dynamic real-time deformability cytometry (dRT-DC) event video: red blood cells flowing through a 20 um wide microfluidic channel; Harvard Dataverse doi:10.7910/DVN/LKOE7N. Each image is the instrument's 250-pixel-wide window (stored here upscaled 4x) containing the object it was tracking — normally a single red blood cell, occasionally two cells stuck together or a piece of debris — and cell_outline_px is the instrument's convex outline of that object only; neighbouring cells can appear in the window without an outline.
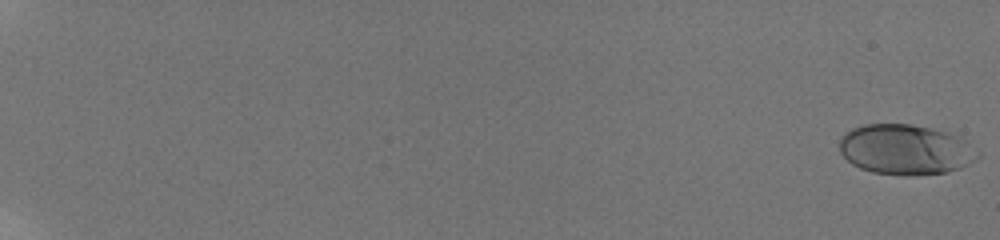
{"species": "human", "species_latin": "Homo sapiens", "temperature_condition": "room temperature", "stored_images_in_passage": 59, "camera_frame_rate_fps": 3000, "um_per_image_px": 0.085, "donor": {"sex": "male"}, "frame": {"image": 1, "passage_image": 1, "time_ms": 0.0, "image_size_px": [1000, 240], "cell_outline_px": [[980, 156], [976, 160], [960, 168], [948, 172], [912, 176], [904, 176], [872, 172], [860, 168], [852, 164], [840, 152], [840, 136], [852, 128], [864, 124], [912, 124], [932, 128], [960, 136], [980, 152]], "centroid_in_image_um": [76.99, 12.72], "position_along_channel_um": 8.0, "area_um2": 40.86}}
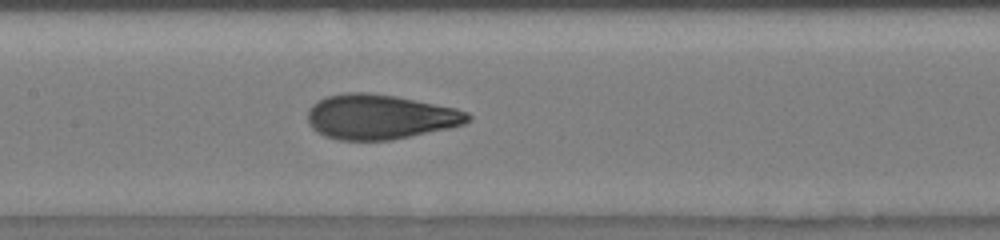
{"frame": {"image": 2, "passage_image": 34, "time_ms": 11.0, "image_size_px": [1000, 240], "cell_outline_px": [[472, 116], [464, 124], [448, 128], [392, 140], [336, 140], [324, 136], [312, 128], [308, 124], [308, 108], [312, 104], [328, 96], [344, 92], [364, 92], [396, 96], [456, 108], [468, 112]], "centroid_in_image_um": [32.27, 9.93], "position_along_channel_um": 175.1, "area_um2": 41.85}}
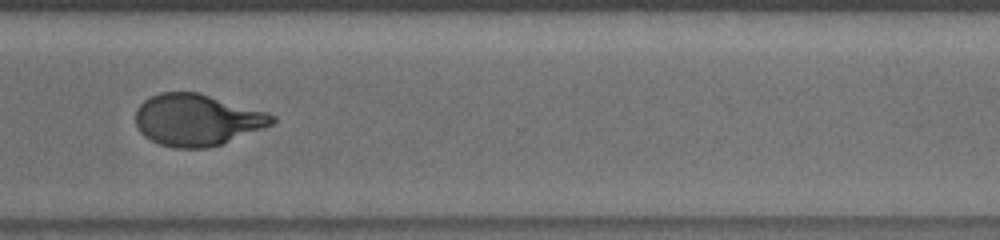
{"frame": {"image": 3, "passage_image": 48, "time_ms": 15.667, "image_size_px": [1000, 240], "cell_outline_px": [[276, 120], [272, 124], [264, 128], [220, 144], [208, 148], [176, 148], [160, 144], [144, 136], [140, 132], [136, 124], [136, 108], [144, 100], [160, 92], [200, 92], [268, 112], [276, 116]], "centroid_in_image_um": [16.75, 10.18], "position_along_channel_um": 353.8, "area_um2": 41.15}, "authors_computed_cell_mechanics": {"area_um2": 40.6912, "velocity_mm_per_s": 3.8458, "shape_relaxation_time_tau1_ms": 5.4017, "shape_relaxation_time_tau2_ms": null, "deformation_change_tau1": 0.2174, "deformation_change_tau2": null}}